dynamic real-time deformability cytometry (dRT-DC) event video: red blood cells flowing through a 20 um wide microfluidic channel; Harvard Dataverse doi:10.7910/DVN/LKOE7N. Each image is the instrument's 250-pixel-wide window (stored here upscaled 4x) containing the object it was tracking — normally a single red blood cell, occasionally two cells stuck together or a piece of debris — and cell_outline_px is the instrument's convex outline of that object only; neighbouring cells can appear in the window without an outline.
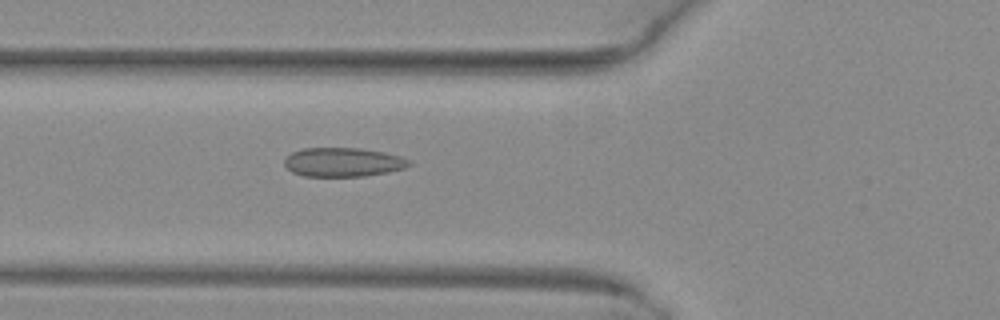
{"species": "common noctule bat (a hibernating species)", "species_latin": "Nyctalus noctula", "temperature_condition": "warm", "stored_images_in_passage": 35, "camera_frame_rate_fps": 3000, "um_per_image_px": 0.085, "animal": {"sex": "female", "body_mass_g": 29.2, "forearm_length_mm": 56.3}, "frame": {"image": 1, "passage_image": 4, "time_ms": 1.0, "image_size_px": [1000, 320], "cell_outline_px": [[412, 164], [404, 168], [388, 172], [364, 176], [304, 176], [292, 172], [284, 164], [284, 160], [292, 152], [304, 148], [360, 148], [384, 152], [400, 156], [412, 160]], "centroid_in_image_um": [29.19, 13.78], "position_along_channel_um": 96.6, "area_um2": 21.1}}
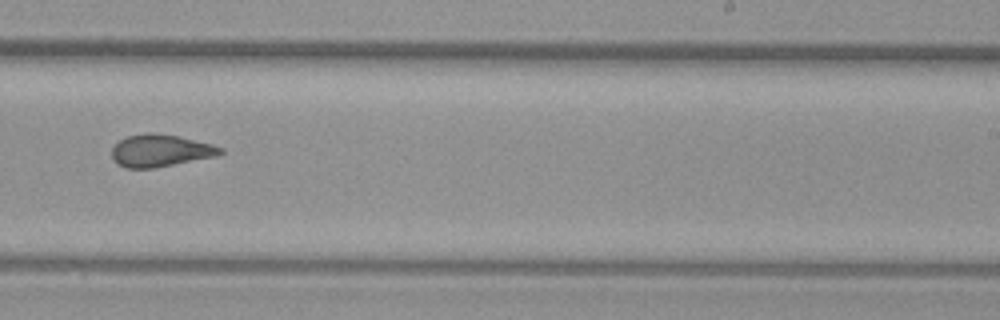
{"frame": {"image": 2, "passage_image": 17, "time_ms": 5.333, "image_size_px": [1000, 320], "cell_outline_px": [[224, 152], [216, 156], [156, 168], [124, 168], [116, 164], [112, 160], [112, 148], [120, 140], [128, 136], [148, 132], [156, 132], [180, 136], [212, 144], [224, 148]], "centroid_in_image_um": [13.63, 12.8], "position_along_channel_um": 275.4, "area_um2": 20.69}}
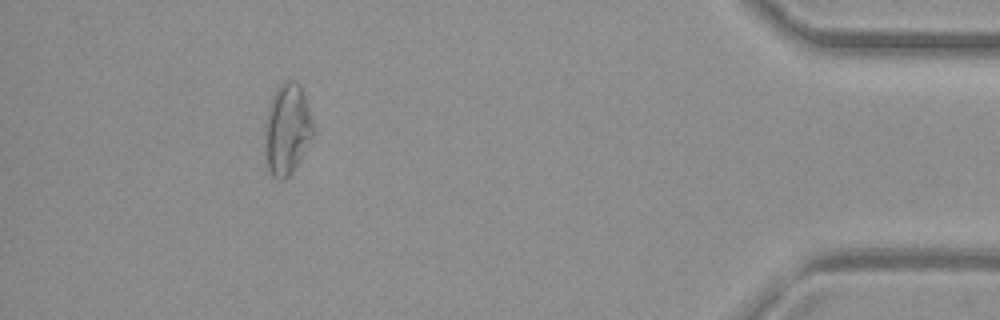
{"frame": {"image": 3, "passage_image": 31, "time_ms": 10.0, "image_size_px": [1000, 320], "cell_outline_px": [[316, 128], [296, 168], [284, 180], [280, 180], [272, 176], [268, 168], [264, 156], [264, 132], [268, 108], [272, 96], [276, 88], [284, 80], [296, 80], [300, 84], [304, 92]], "centroid_in_image_um": [24.41, 10.97], "position_along_channel_um": 410.8, "area_um2": 26.3}, "authors_computed_cell_mechanics": {"area_um2": 21.0392, "velocity_mm_per_s": 4.1252, "shape_relaxation_time_tau1_ms": null, "shape_relaxation_time_tau2_ms": 1.5274, "deformation_change_tau1": null, "deformation_change_tau2": 0.0753}}